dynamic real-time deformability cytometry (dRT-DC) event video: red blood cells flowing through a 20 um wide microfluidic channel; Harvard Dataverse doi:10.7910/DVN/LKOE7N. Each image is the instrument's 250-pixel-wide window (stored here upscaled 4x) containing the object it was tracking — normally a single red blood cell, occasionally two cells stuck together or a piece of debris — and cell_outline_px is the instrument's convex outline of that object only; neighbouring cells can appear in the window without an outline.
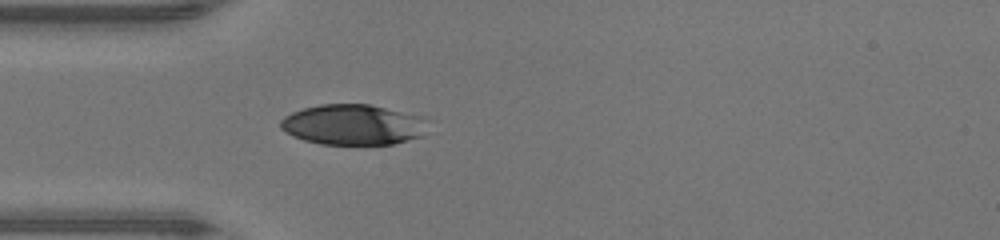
{"species": "human", "species_latin": "Homo sapiens", "temperature_condition": "warm", "stored_images_in_passage": 34, "camera_frame_rate_fps": 3000, "um_per_image_px": 0.085, "donor": {"sex": "male"}, "frame": {"image": 1, "passage_image": 1, "time_ms": 0.0, "image_size_px": [1000, 240], "cell_outline_px": [[424, 136], [392, 144], [320, 144], [304, 140], [292, 136], [280, 128], [280, 120], [284, 116], [292, 112], [304, 108], [320, 104], [368, 104], [424, 116]], "centroid_in_image_um": [29.98, 10.59], "position_along_channel_um": 55.0, "area_um2": 34.74}}
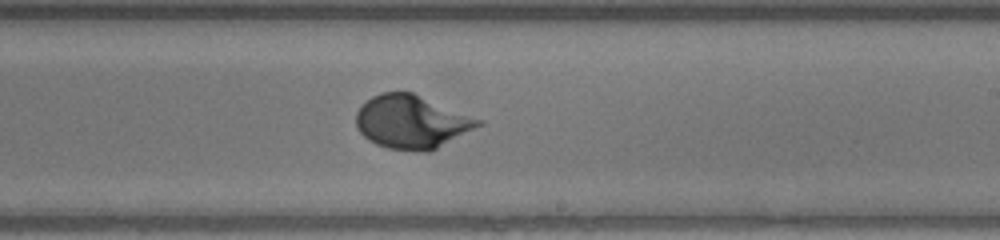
{"frame": {"image": 2, "passage_image": 15, "time_ms": 4.667, "image_size_px": [1000, 240], "cell_outline_px": [[484, 124], [428, 152], [416, 152], [388, 148], [376, 144], [368, 140], [356, 128], [356, 112], [372, 96], [380, 92], [412, 92], [484, 120]], "centroid_in_image_um": [35.0, 10.36], "position_along_channel_um": 254.0, "area_um2": 37.97}}
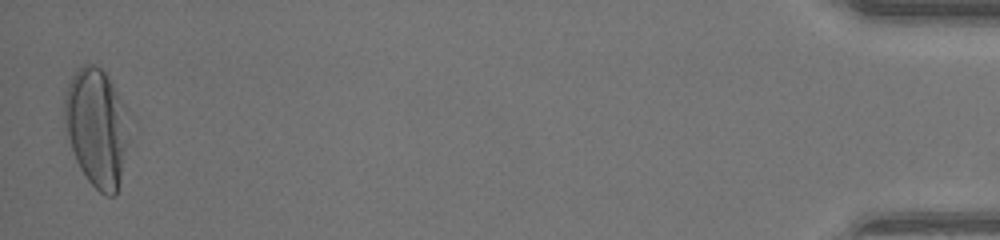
{"frame": {"image": 3, "passage_image": 34, "time_ms": 11.0, "image_size_px": [1000, 240], "cell_outline_px": [[128, 140], [120, 176], [116, 192], [112, 196], [104, 196], [88, 180], [80, 168], [76, 160], [64, 124], [64, 96], [68, 84], [72, 76], [84, 64], [92, 64], [100, 68], [108, 76], [128, 108]], "centroid_in_image_um": [8.22, 10.79], "position_along_channel_um": 427.0, "area_um2": 44.27}, "authors_computed_cell_mechanics": {"area_um2": 36.5296, "velocity_mm_per_s": 4.3381, "shape_relaxation_time_tau1_ms": 3.5686, "shape_relaxation_time_tau2_ms": null, "deformation_change_tau1": 0.2049, "deformation_change_tau2": null}}